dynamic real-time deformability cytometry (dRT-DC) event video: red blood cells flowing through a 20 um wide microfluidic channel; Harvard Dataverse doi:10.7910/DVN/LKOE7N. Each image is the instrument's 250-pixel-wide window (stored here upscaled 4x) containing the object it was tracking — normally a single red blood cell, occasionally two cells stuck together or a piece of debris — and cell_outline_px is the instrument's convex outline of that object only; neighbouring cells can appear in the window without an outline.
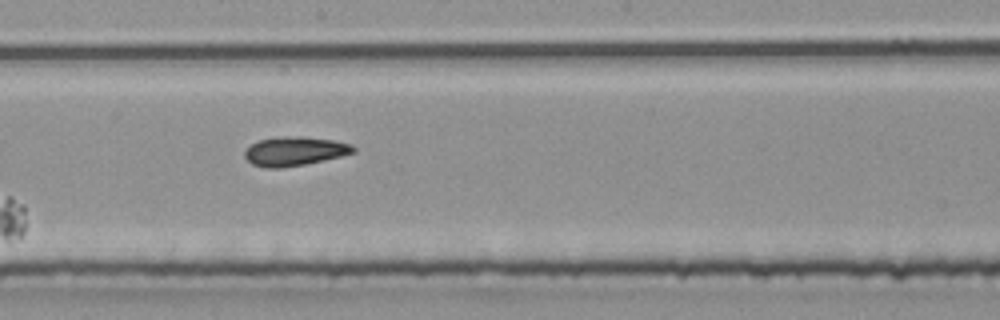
{"species": "common noctule bat (a hibernating species)", "species_latin": "Nyctalus noctula", "temperature_condition": "room temperature", "stored_images_in_passage": 8, "segment_of_instrument_passage": [2, 2], "camera_frame_rate_fps": 3000, "um_per_image_px": 0.085, "animal": {"sex": "male", "body_mass_g": 20.4}, "frame": {"image": 1, "passage_image": 8, "time_ms": 2.333, "image_size_px": [1000, 320], "cell_outline_px": [[356, 152], [340, 156], [304, 164], [280, 168], [264, 168], [252, 164], [244, 156], [244, 152], [252, 144], [260, 140], [284, 136], [300, 136], [332, 140], [352, 144], [356, 148]], "centroid_in_image_um": [25.05, 12.85], "position_along_channel_um": 223.2, "area_um2": 18.21}}